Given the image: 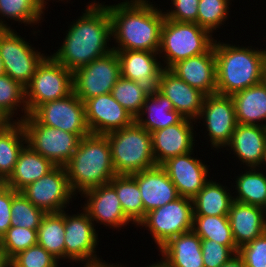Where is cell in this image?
<instances>
[{
    "label": "cell",
    "instance_id": "38",
    "mask_svg": "<svg viewBox=\"0 0 266 267\" xmlns=\"http://www.w3.org/2000/svg\"><path fill=\"white\" fill-rule=\"evenodd\" d=\"M0 109L13 121H22L28 115L25 102V88L7 74L0 76ZM17 109H20L24 114L20 118L13 119L18 113Z\"/></svg>",
    "mask_w": 266,
    "mask_h": 267
},
{
    "label": "cell",
    "instance_id": "5",
    "mask_svg": "<svg viewBox=\"0 0 266 267\" xmlns=\"http://www.w3.org/2000/svg\"><path fill=\"white\" fill-rule=\"evenodd\" d=\"M106 136L116 175H132L156 166L151 133L136 121Z\"/></svg>",
    "mask_w": 266,
    "mask_h": 267
},
{
    "label": "cell",
    "instance_id": "29",
    "mask_svg": "<svg viewBox=\"0 0 266 267\" xmlns=\"http://www.w3.org/2000/svg\"><path fill=\"white\" fill-rule=\"evenodd\" d=\"M231 97L237 124L266 127V87L262 82L243 89Z\"/></svg>",
    "mask_w": 266,
    "mask_h": 267
},
{
    "label": "cell",
    "instance_id": "25",
    "mask_svg": "<svg viewBox=\"0 0 266 267\" xmlns=\"http://www.w3.org/2000/svg\"><path fill=\"white\" fill-rule=\"evenodd\" d=\"M228 219L238 248L266 232V218L262 207L233 201Z\"/></svg>",
    "mask_w": 266,
    "mask_h": 267
},
{
    "label": "cell",
    "instance_id": "19",
    "mask_svg": "<svg viewBox=\"0 0 266 267\" xmlns=\"http://www.w3.org/2000/svg\"><path fill=\"white\" fill-rule=\"evenodd\" d=\"M195 120L183 118L179 123L151 132L152 150L156 165L167 159L194 150ZM194 141V142H193Z\"/></svg>",
    "mask_w": 266,
    "mask_h": 267
},
{
    "label": "cell",
    "instance_id": "37",
    "mask_svg": "<svg viewBox=\"0 0 266 267\" xmlns=\"http://www.w3.org/2000/svg\"><path fill=\"white\" fill-rule=\"evenodd\" d=\"M150 92L148 87L121 76L115 83L111 94L134 118H137Z\"/></svg>",
    "mask_w": 266,
    "mask_h": 267
},
{
    "label": "cell",
    "instance_id": "41",
    "mask_svg": "<svg viewBox=\"0 0 266 267\" xmlns=\"http://www.w3.org/2000/svg\"><path fill=\"white\" fill-rule=\"evenodd\" d=\"M37 244V229L11 226L0 239V245L12 259L19 252Z\"/></svg>",
    "mask_w": 266,
    "mask_h": 267
},
{
    "label": "cell",
    "instance_id": "15",
    "mask_svg": "<svg viewBox=\"0 0 266 267\" xmlns=\"http://www.w3.org/2000/svg\"><path fill=\"white\" fill-rule=\"evenodd\" d=\"M198 119L208 131L211 147L226 148L237 126L234 104L231 96L220 94L206 95Z\"/></svg>",
    "mask_w": 266,
    "mask_h": 267
},
{
    "label": "cell",
    "instance_id": "44",
    "mask_svg": "<svg viewBox=\"0 0 266 267\" xmlns=\"http://www.w3.org/2000/svg\"><path fill=\"white\" fill-rule=\"evenodd\" d=\"M238 255L244 260L246 267H266V232L242 245Z\"/></svg>",
    "mask_w": 266,
    "mask_h": 267
},
{
    "label": "cell",
    "instance_id": "56",
    "mask_svg": "<svg viewBox=\"0 0 266 267\" xmlns=\"http://www.w3.org/2000/svg\"><path fill=\"white\" fill-rule=\"evenodd\" d=\"M266 165V148H265V153H264V159H263V162H262V164H261V169L264 167V166Z\"/></svg>",
    "mask_w": 266,
    "mask_h": 267
},
{
    "label": "cell",
    "instance_id": "53",
    "mask_svg": "<svg viewBox=\"0 0 266 267\" xmlns=\"http://www.w3.org/2000/svg\"><path fill=\"white\" fill-rule=\"evenodd\" d=\"M264 86L266 87V64L264 65V68H263V73H262V81H261Z\"/></svg>",
    "mask_w": 266,
    "mask_h": 267
},
{
    "label": "cell",
    "instance_id": "14",
    "mask_svg": "<svg viewBox=\"0 0 266 267\" xmlns=\"http://www.w3.org/2000/svg\"><path fill=\"white\" fill-rule=\"evenodd\" d=\"M88 214H68L65 211V259L76 263L102 261L96 254L98 233ZM98 257V258H97Z\"/></svg>",
    "mask_w": 266,
    "mask_h": 267
},
{
    "label": "cell",
    "instance_id": "8",
    "mask_svg": "<svg viewBox=\"0 0 266 267\" xmlns=\"http://www.w3.org/2000/svg\"><path fill=\"white\" fill-rule=\"evenodd\" d=\"M29 145L56 166H65L80 142V137L67 131L41 124L32 114L21 121Z\"/></svg>",
    "mask_w": 266,
    "mask_h": 267
},
{
    "label": "cell",
    "instance_id": "11",
    "mask_svg": "<svg viewBox=\"0 0 266 267\" xmlns=\"http://www.w3.org/2000/svg\"><path fill=\"white\" fill-rule=\"evenodd\" d=\"M121 77L118 54L112 50L73 72V92L83 102L111 93Z\"/></svg>",
    "mask_w": 266,
    "mask_h": 267
},
{
    "label": "cell",
    "instance_id": "42",
    "mask_svg": "<svg viewBox=\"0 0 266 267\" xmlns=\"http://www.w3.org/2000/svg\"><path fill=\"white\" fill-rule=\"evenodd\" d=\"M59 261L39 244L19 252L11 259L12 267H60Z\"/></svg>",
    "mask_w": 266,
    "mask_h": 267
},
{
    "label": "cell",
    "instance_id": "31",
    "mask_svg": "<svg viewBox=\"0 0 266 267\" xmlns=\"http://www.w3.org/2000/svg\"><path fill=\"white\" fill-rule=\"evenodd\" d=\"M65 210L46 213L37 229V244L58 261L65 259Z\"/></svg>",
    "mask_w": 266,
    "mask_h": 267
},
{
    "label": "cell",
    "instance_id": "57",
    "mask_svg": "<svg viewBox=\"0 0 266 267\" xmlns=\"http://www.w3.org/2000/svg\"><path fill=\"white\" fill-rule=\"evenodd\" d=\"M262 210H263V213H264L265 218H266V202H265V204L263 205Z\"/></svg>",
    "mask_w": 266,
    "mask_h": 267
},
{
    "label": "cell",
    "instance_id": "22",
    "mask_svg": "<svg viewBox=\"0 0 266 267\" xmlns=\"http://www.w3.org/2000/svg\"><path fill=\"white\" fill-rule=\"evenodd\" d=\"M169 70L205 95L216 94V60L214 46L207 52L181 60Z\"/></svg>",
    "mask_w": 266,
    "mask_h": 267
},
{
    "label": "cell",
    "instance_id": "48",
    "mask_svg": "<svg viewBox=\"0 0 266 267\" xmlns=\"http://www.w3.org/2000/svg\"><path fill=\"white\" fill-rule=\"evenodd\" d=\"M14 121L0 109V131L6 129Z\"/></svg>",
    "mask_w": 266,
    "mask_h": 267
},
{
    "label": "cell",
    "instance_id": "2",
    "mask_svg": "<svg viewBox=\"0 0 266 267\" xmlns=\"http://www.w3.org/2000/svg\"><path fill=\"white\" fill-rule=\"evenodd\" d=\"M106 6L111 18L112 40L117 43L116 47L112 46L114 51L158 53L165 20L160 7H156L150 0H125Z\"/></svg>",
    "mask_w": 266,
    "mask_h": 267
},
{
    "label": "cell",
    "instance_id": "28",
    "mask_svg": "<svg viewBox=\"0 0 266 267\" xmlns=\"http://www.w3.org/2000/svg\"><path fill=\"white\" fill-rule=\"evenodd\" d=\"M159 250L171 267H204L201 238L193 231L172 237Z\"/></svg>",
    "mask_w": 266,
    "mask_h": 267
},
{
    "label": "cell",
    "instance_id": "52",
    "mask_svg": "<svg viewBox=\"0 0 266 267\" xmlns=\"http://www.w3.org/2000/svg\"><path fill=\"white\" fill-rule=\"evenodd\" d=\"M48 0H37V3L41 6V8L43 9V10H46L45 8H46V5L48 4V2H47ZM58 1H60V0H58ZM61 1H63V0H61ZM67 1V0H66Z\"/></svg>",
    "mask_w": 266,
    "mask_h": 267
},
{
    "label": "cell",
    "instance_id": "43",
    "mask_svg": "<svg viewBox=\"0 0 266 267\" xmlns=\"http://www.w3.org/2000/svg\"><path fill=\"white\" fill-rule=\"evenodd\" d=\"M204 267H220L238 253L237 246H226L214 240L201 239Z\"/></svg>",
    "mask_w": 266,
    "mask_h": 267
},
{
    "label": "cell",
    "instance_id": "32",
    "mask_svg": "<svg viewBox=\"0 0 266 267\" xmlns=\"http://www.w3.org/2000/svg\"><path fill=\"white\" fill-rule=\"evenodd\" d=\"M24 144L27 139L21 121H14L0 131V175L5 181L12 174Z\"/></svg>",
    "mask_w": 266,
    "mask_h": 267
},
{
    "label": "cell",
    "instance_id": "39",
    "mask_svg": "<svg viewBox=\"0 0 266 267\" xmlns=\"http://www.w3.org/2000/svg\"><path fill=\"white\" fill-rule=\"evenodd\" d=\"M46 213L34 206L21 191L13 189L11 226L38 229Z\"/></svg>",
    "mask_w": 266,
    "mask_h": 267
},
{
    "label": "cell",
    "instance_id": "45",
    "mask_svg": "<svg viewBox=\"0 0 266 267\" xmlns=\"http://www.w3.org/2000/svg\"><path fill=\"white\" fill-rule=\"evenodd\" d=\"M199 1L200 0H171L174 8L164 11L165 18L176 22L198 24Z\"/></svg>",
    "mask_w": 266,
    "mask_h": 267
},
{
    "label": "cell",
    "instance_id": "51",
    "mask_svg": "<svg viewBox=\"0 0 266 267\" xmlns=\"http://www.w3.org/2000/svg\"><path fill=\"white\" fill-rule=\"evenodd\" d=\"M159 261L155 262L154 264L152 263L151 265H148V266H145V267H171L169 262L163 256H162V258H160ZM119 267H124V266L120 264Z\"/></svg>",
    "mask_w": 266,
    "mask_h": 267
},
{
    "label": "cell",
    "instance_id": "17",
    "mask_svg": "<svg viewBox=\"0 0 266 267\" xmlns=\"http://www.w3.org/2000/svg\"><path fill=\"white\" fill-rule=\"evenodd\" d=\"M193 152L169 158L160 165L176 186L179 196L191 199L209 181L208 166L200 158H194Z\"/></svg>",
    "mask_w": 266,
    "mask_h": 267
},
{
    "label": "cell",
    "instance_id": "20",
    "mask_svg": "<svg viewBox=\"0 0 266 267\" xmlns=\"http://www.w3.org/2000/svg\"><path fill=\"white\" fill-rule=\"evenodd\" d=\"M156 89L171 101L175 111L197 122L206 96L203 92L165 68L160 74Z\"/></svg>",
    "mask_w": 266,
    "mask_h": 267
},
{
    "label": "cell",
    "instance_id": "40",
    "mask_svg": "<svg viewBox=\"0 0 266 267\" xmlns=\"http://www.w3.org/2000/svg\"><path fill=\"white\" fill-rule=\"evenodd\" d=\"M230 2V0H200L198 25L213 34L228 20L229 5L232 4Z\"/></svg>",
    "mask_w": 266,
    "mask_h": 267
},
{
    "label": "cell",
    "instance_id": "23",
    "mask_svg": "<svg viewBox=\"0 0 266 267\" xmlns=\"http://www.w3.org/2000/svg\"><path fill=\"white\" fill-rule=\"evenodd\" d=\"M120 63L121 76L148 87L157 88L160 74L164 69L158 61L157 52L150 51H116Z\"/></svg>",
    "mask_w": 266,
    "mask_h": 267
},
{
    "label": "cell",
    "instance_id": "49",
    "mask_svg": "<svg viewBox=\"0 0 266 267\" xmlns=\"http://www.w3.org/2000/svg\"><path fill=\"white\" fill-rule=\"evenodd\" d=\"M0 267H12L11 258L7 255L6 251L0 245Z\"/></svg>",
    "mask_w": 266,
    "mask_h": 267
},
{
    "label": "cell",
    "instance_id": "47",
    "mask_svg": "<svg viewBox=\"0 0 266 267\" xmlns=\"http://www.w3.org/2000/svg\"><path fill=\"white\" fill-rule=\"evenodd\" d=\"M220 267H246L244 260L237 254H235L228 262Z\"/></svg>",
    "mask_w": 266,
    "mask_h": 267
},
{
    "label": "cell",
    "instance_id": "54",
    "mask_svg": "<svg viewBox=\"0 0 266 267\" xmlns=\"http://www.w3.org/2000/svg\"><path fill=\"white\" fill-rule=\"evenodd\" d=\"M3 74H5V72H4L3 61H2V58L0 56V76Z\"/></svg>",
    "mask_w": 266,
    "mask_h": 267
},
{
    "label": "cell",
    "instance_id": "36",
    "mask_svg": "<svg viewBox=\"0 0 266 267\" xmlns=\"http://www.w3.org/2000/svg\"><path fill=\"white\" fill-rule=\"evenodd\" d=\"M192 231L201 239L214 240L226 246H236L228 216L194 215Z\"/></svg>",
    "mask_w": 266,
    "mask_h": 267
},
{
    "label": "cell",
    "instance_id": "50",
    "mask_svg": "<svg viewBox=\"0 0 266 267\" xmlns=\"http://www.w3.org/2000/svg\"><path fill=\"white\" fill-rule=\"evenodd\" d=\"M83 267H119V264H115L114 263H107L105 260L103 261H98V262H93V263H84Z\"/></svg>",
    "mask_w": 266,
    "mask_h": 267
},
{
    "label": "cell",
    "instance_id": "10",
    "mask_svg": "<svg viewBox=\"0 0 266 267\" xmlns=\"http://www.w3.org/2000/svg\"><path fill=\"white\" fill-rule=\"evenodd\" d=\"M17 34L12 28L0 29V56L5 74L25 88L46 55Z\"/></svg>",
    "mask_w": 266,
    "mask_h": 267
},
{
    "label": "cell",
    "instance_id": "9",
    "mask_svg": "<svg viewBox=\"0 0 266 267\" xmlns=\"http://www.w3.org/2000/svg\"><path fill=\"white\" fill-rule=\"evenodd\" d=\"M193 201L180 196L175 201L146 213L137 225L148 228L159 250L172 237L192 231Z\"/></svg>",
    "mask_w": 266,
    "mask_h": 267
},
{
    "label": "cell",
    "instance_id": "18",
    "mask_svg": "<svg viewBox=\"0 0 266 267\" xmlns=\"http://www.w3.org/2000/svg\"><path fill=\"white\" fill-rule=\"evenodd\" d=\"M80 195L87 201L81 210L88 214L94 224L96 221L109 228L121 229L131 223L122 210L115 189L109 183L92 188Z\"/></svg>",
    "mask_w": 266,
    "mask_h": 267
},
{
    "label": "cell",
    "instance_id": "30",
    "mask_svg": "<svg viewBox=\"0 0 266 267\" xmlns=\"http://www.w3.org/2000/svg\"><path fill=\"white\" fill-rule=\"evenodd\" d=\"M212 179L192 198L194 215L228 216L233 193ZM230 192V193H229Z\"/></svg>",
    "mask_w": 266,
    "mask_h": 267
},
{
    "label": "cell",
    "instance_id": "7",
    "mask_svg": "<svg viewBox=\"0 0 266 267\" xmlns=\"http://www.w3.org/2000/svg\"><path fill=\"white\" fill-rule=\"evenodd\" d=\"M72 92L73 72L48 54L25 87L28 114H32L40 105L62 99Z\"/></svg>",
    "mask_w": 266,
    "mask_h": 267
},
{
    "label": "cell",
    "instance_id": "26",
    "mask_svg": "<svg viewBox=\"0 0 266 267\" xmlns=\"http://www.w3.org/2000/svg\"><path fill=\"white\" fill-rule=\"evenodd\" d=\"M55 166L49 159L25 144L18 156L12 174L6 180V186L15 191H21L28 184L46 175Z\"/></svg>",
    "mask_w": 266,
    "mask_h": 267
},
{
    "label": "cell",
    "instance_id": "21",
    "mask_svg": "<svg viewBox=\"0 0 266 267\" xmlns=\"http://www.w3.org/2000/svg\"><path fill=\"white\" fill-rule=\"evenodd\" d=\"M131 176L136 180L141 192L144 217L146 213L180 197L176 186L160 165L134 173Z\"/></svg>",
    "mask_w": 266,
    "mask_h": 267
},
{
    "label": "cell",
    "instance_id": "1",
    "mask_svg": "<svg viewBox=\"0 0 266 267\" xmlns=\"http://www.w3.org/2000/svg\"><path fill=\"white\" fill-rule=\"evenodd\" d=\"M85 7V13L71 22L61 46L51 55L72 72L113 50L109 44L111 18L105 2L94 0Z\"/></svg>",
    "mask_w": 266,
    "mask_h": 267
},
{
    "label": "cell",
    "instance_id": "55",
    "mask_svg": "<svg viewBox=\"0 0 266 267\" xmlns=\"http://www.w3.org/2000/svg\"><path fill=\"white\" fill-rule=\"evenodd\" d=\"M6 185V181L2 178V176L0 175V189Z\"/></svg>",
    "mask_w": 266,
    "mask_h": 267
},
{
    "label": "cell",
    "instance_id": "12",
    "mask_svg": "<svg viewBox=\"0 0 266 267\" xmlns=\"http://www.w3.org/2000/svg\"><path fill=\"white\" fill-rule=\"evenodd\" d=\"M22 194L45 213L62 212L76 197L73 193L65 166H55L50 172L28 184Z\"/></svg>",
    "mask_w": 266,
    "mask_h": 267
},
{
    "label": "cell",
    "instance_id": "24",
    "mask_svg": "<svg viewBox=\"0 0 266 267\" xmlns=\"http://www.w3.org/2000/svg\"><path fill=\"white\" fill-rule=\"evenodd\" d=\"M229 147V148H228ZM266 148V127L249 124H237L227 150L241 161V165L261 167Z\"/></svg>",
    "mask_w": 266,
    "mask_h": 267
},
{
    "label": "cell",
    "instance_id": "13",
    "mask_svg": "<svg viewBox=\"0 0 266 267\" xmlns=\"http://www.w3.org/2000/svg\"><path fill=\"white\" fill-rule=\"evenodd\" d=\"M32 115L43 125L77 134H90L85 118L84 102L74 92L68 96L40 105Z\"/></svg>",
    "mask_w": 266,
    "mask_h": 267
},
{
    "label": "cell",
    "instance_id": "33",
    "mask_svg": "<svg viewBox=\"0 0 266 267\" xmlns=\"http://www.w3.org/2000/svg\"><path fill=\"white\" fill-rule=\"evenodd\" d=\"M244 172L236 176L233 201L263 207L266 202V174L260 171V167H249Z\"/></svg>",
    "mask_w": 266,
    "mask_h": 267
},
{
    "label": "cell",
    "instance_id": "16",
    "mask_svg": "<svg viewBox=\"0 0 266 267\" xmlns=\"http://www.w3.org/2000/svg\"><path fill=\"white\" fill-rule=\"evenodd\" d=\"M84 106L86 123L91 134L106 135L130 126L135 121L111 93L87 99Z\"/></svg>",
    "mask_w": 266,
    "mask_h": 267
},
{
    "label": "cell",
    "instance_id": "46",
    "mask_svg": "<svg viewBox=\"0 0 266 267\" xmlns=\"http://www.w3.org/2000/svg\"><path fill=\"white\" fill-rule=\"evenodd\" d=\"M13 199V189L3 186L0 189V239L11 227V205Z\"/></svg>",
    "mask_w": 266,
    "mask_h": 267
},
{
    "label": "cell",
    "instance_id": "27",
    "mask_svg": "<svg viewBox=\"0 0 266 267\" xmlns=\"http://www.w3.org/2000/svg\"><path fill=\"white\" fill-rule=\"evenodd\" d=\"M144 115L147 116L144 118ZM183 118L174 110L171 101L155 88L145 100L141 113L135 121L151 133L177 124Z\"/></svg>",
    "mask_w": 266,
    "mask_h": 267
},
{
    "label": "cell",
    "instance_id": "3",
    "mask_svg": "<svg viewBox=\"0 0 266 267\" xmlns=\"http://www.w3.org/2000/svg\"><path fill=\"white\" fill-rule=\"evenodd\" d=\"M215 40L216 94L232 96L262 81L266 48L242 47Z\"/></svg>",
    "mask_w": 266,
    "mask_h": 267
},
{
    "label": "cell",
    "instance_id": "6",
    "mask_svg": "<svg viewBox=\"0 0 266 267\" xmlns=\"http://www.w3.org/2000/svg\"><path fill=\"white\" fill-rule=\"evenodd\" d=\"M212 36L197 23L176 22L165 18L158 51L159 58H165L162 60L163 68L169 69L176 62L207 53L215 42Z\"/></svg>",
    "mask_w": 266,
    "mask_h": 267
},
{
    "label": "cell",
    "instance_id": "4",
    "mask_svg": "<svg viewBox=\"0 0 266 267\" xmlns=\"http://www.w3.org/2000/svg\"><path fill=\"white\" fill-rule=\"evenodd\" d=\"M65 169L70 187L76 196L108 184L116 172L107 136L90 133L82 137Z\"/></svg>",
    "mask_w": 266,
    "mask_h": 267
},
{
    "label": "cell",
    "instance_id": "35",
    "mask_svg": "<svg viewBox=\"0 0 266 267\" xmlns=\"http://www.w3.org/2000/svg\"><path fill=\"white\" fill-rule=\"evenodd\" d=\"M44 12L37 0H0V29H11L10 24L6 23L5 17L7 20H14L33 27L43 20Z\"/></svg>",
    "mask_w": 266,
    "mask_h": 267
},
{
    "label": "cell",
    "instance_id": "34",
    "mask_svg": "<svg viewBox=\"0 0 266 267\" xmlns=\"http://www.w3.org/2000/svg\"><path fill=\"white\" fill-rule=\"evenodd\" d=\"M109 184L115 189L125 216L137 227L144 219V206L136 180L131 175H115Z\"/></svg>",
    "mask_w": 266,
    "mask_h": 267
}]
</instances>
